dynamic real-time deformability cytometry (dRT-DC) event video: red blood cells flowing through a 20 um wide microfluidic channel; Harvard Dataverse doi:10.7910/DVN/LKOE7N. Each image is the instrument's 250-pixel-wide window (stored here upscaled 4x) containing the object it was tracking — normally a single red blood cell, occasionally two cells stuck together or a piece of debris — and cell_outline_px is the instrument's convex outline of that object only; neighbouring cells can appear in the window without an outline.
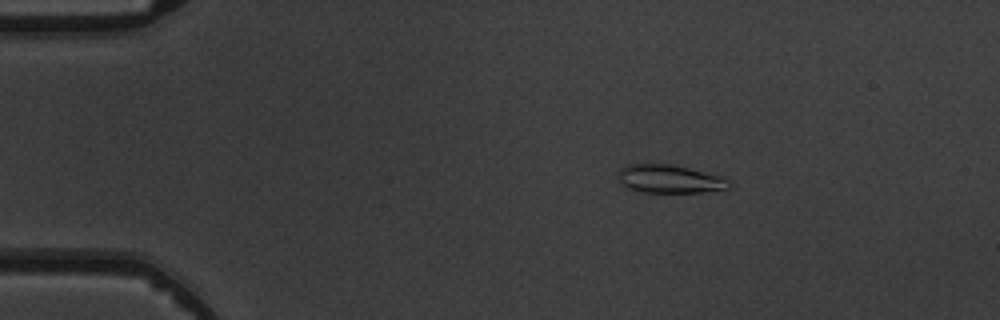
{"species": "common noctule bat (a hibernating species)", "species_latin": "Nyctalus noctula", "temperature_condition": "warm", "stored_images_in_passage": 3, "camera_frame_rate_fps": 3000, "um_per_image_px": 0.085, "animal": {"sex": "male", "body_mass_g": 19.5, "forearm_length_mm": 54.6}, "frame": {"image": 1, "passage_image": 1, "time_ms": 0.0, "image_size_px": [1000, 320], "cell_outline_px": [[732, 184], [728, 188], [700, 192], [644, 192], [628, 188], [620, 184], [620, 168], [624, 164], [672, 164], [724, 176]], "centroid_in_image_um": [56.93, 15.2], "position_along_channel_um": 28.1, "area_um2": 18.26}}
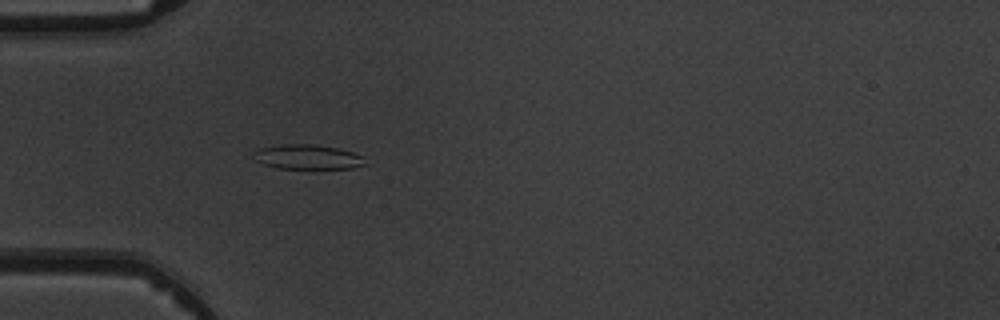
{"frame": {"image": 2, "passage_image": 3, "time_ms": 2.333, "image_size_px": [1000, 320], "cell_outline_px": [[364, 164], [352, 168], [276, 168], [264, 164], [256, 160], [252, 156], [252, 152], [260, 148], [280, 144], [316, 144], [336, 148], [352, 152], [364, 156]], "centroid_in_image_um": [26.1, 13.33], "position_along_channel_um": 58.9, "area_um2": 15.95}}